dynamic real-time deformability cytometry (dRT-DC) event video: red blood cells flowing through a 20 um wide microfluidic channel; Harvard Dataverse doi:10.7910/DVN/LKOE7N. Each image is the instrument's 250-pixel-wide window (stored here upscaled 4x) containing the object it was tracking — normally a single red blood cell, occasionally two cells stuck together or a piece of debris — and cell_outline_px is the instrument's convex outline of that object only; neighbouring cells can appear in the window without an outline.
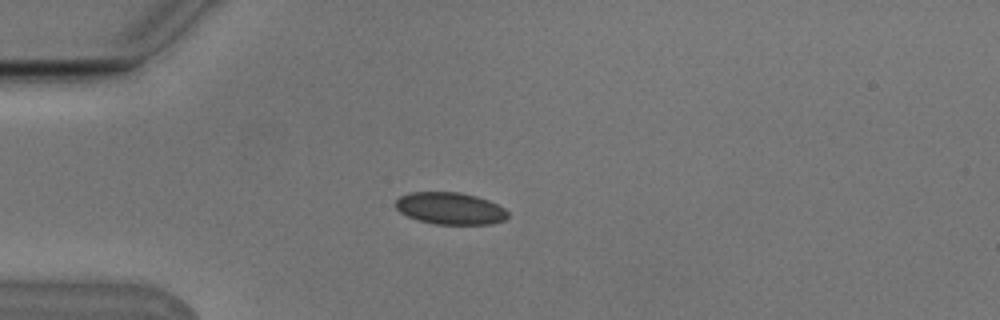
{"species": "Egyptian fruit bat (a non-hibernating species)", "species_latin": "Rousettus aegyptiacus", "temperature_condition": "cold", "stored_images_in_passage": 6, "camera_frame_rate_fps": 3000, "um_per_image_px": 0.085, "animal": {"sex": "male"}, "frame": {"image": 1, "passage_image": 4, "time_ms": 1.0, "image_size_px": [1000, 320], "cell_outline_px": [[508, 216], [504, 220], [492, 224], [436, 224], [420, 220], [408, 216], [400, 212], [396, 208], [396, 200], [400, 196], [408, 192], [460, 192], [476, 196], [488, 200], [504, 208], [508, 212]], "centroid_in_image_um": [38.27, 17.71], "position_along_channel_um": 46.7, "area_um2": 20.87}}
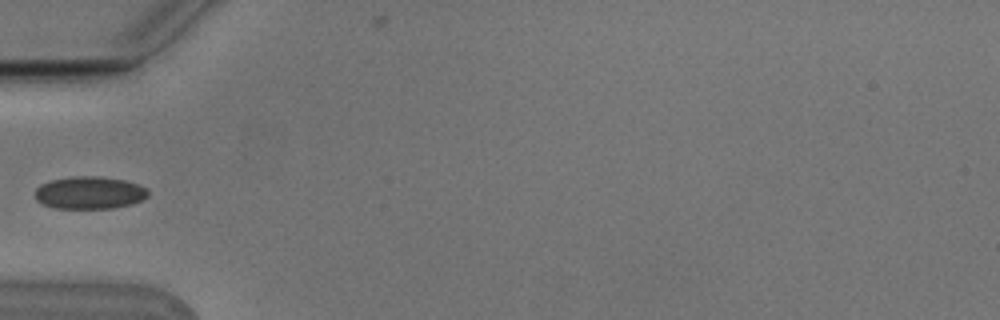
{"frame": {"image": 2, "passage_image": 5, "time_ms": 1.333, "image_size_px": [1000, 320], "cell_outline_px": [[148, 196], [132, 204], [116, 208], [56, 208], [40, 204], [36, 200], [36, 188], [40, 184], [52, 180], [72, 176], [100, 176], [124, 180], [148, 188]], "centroid_in_image_um": [7.6, 16.38], "position_along_channel_um": 77.4, "area_um2": 21.5}}